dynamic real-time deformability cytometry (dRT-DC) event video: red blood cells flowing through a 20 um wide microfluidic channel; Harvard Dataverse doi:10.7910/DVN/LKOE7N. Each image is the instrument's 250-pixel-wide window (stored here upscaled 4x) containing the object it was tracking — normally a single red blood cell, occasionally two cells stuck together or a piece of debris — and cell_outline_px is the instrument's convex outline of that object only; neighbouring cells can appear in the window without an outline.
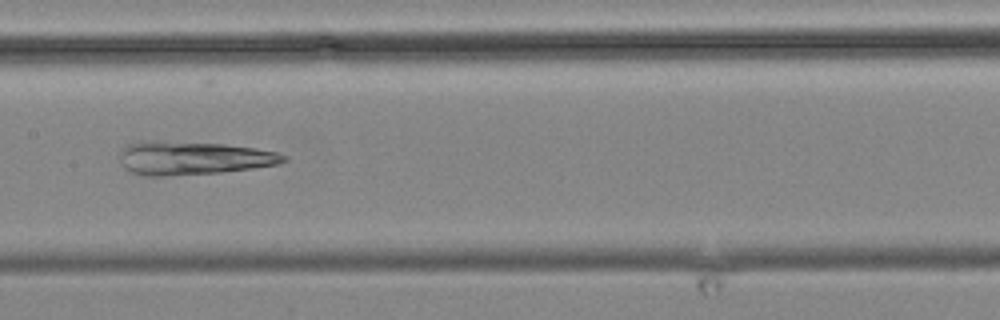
{"species": "common noctule bat (a hibernating species)", "species_latin": "Nyctalus noctula", "temperature_condition": "cold", "stored_images_in_passage": 8, "camera_frame_rate_fps": 3000, "um_per_image_px": 0.085, "animal": {"sex": "male", "body_mass_g": 19.2, "forearm_length_mm": 51.8}, "frame": {"image": 1, "passage_image": 5, "time_ms": 5.0, "image_size_px": [1000, 320], "cell_outline_px": [[288, 160], [280, 164], [252, 168], [220, 172], [164, 176], [144, 176], [132, 172], [124, 168], [120, 160], [120, 148], [128, 144], [140, 140], [164, 140], [224, 144], [256, 148], [276, 152], [288, 156]], "centroid_in_image_um": [16.37, 13.41], "position_along_channel_um": 191.0, "area_um2": 32.37}}
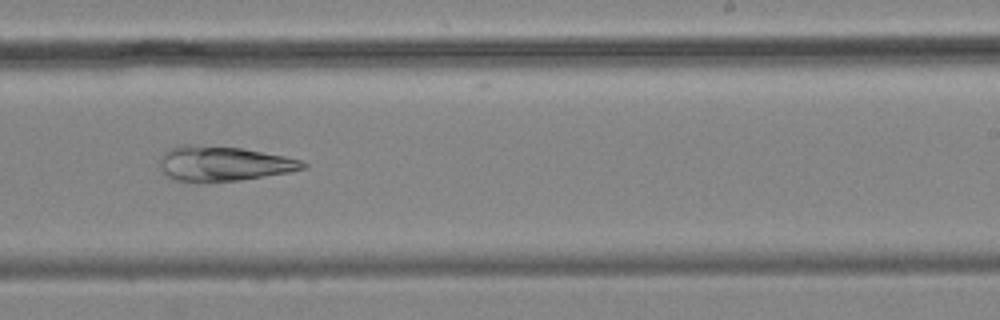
{"frame": {"image": 2, "passage_image": 7, "time_ms": 7.333, "image_size_px": [1000, 320], "cell_outline_px": [[308, 164], [304, 168], [288, 172], [240, 180], [176, 180], [168, 176], [160, 168], [160, 156], [168, 148], [176, 144], [196, 144], [244, 148], [284, 156], [300, 160]], "centroid_in_image_um": [18.96, 13.86], "position_along_channel_um": 270.0, "area_um2": 28.73}}
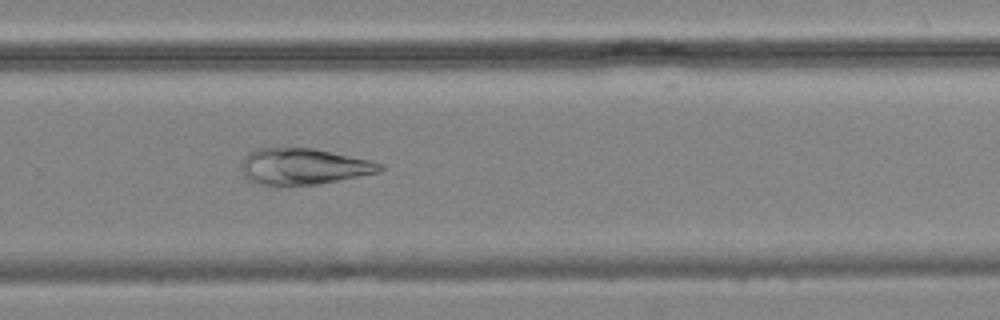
{"frame": {"image": 3, "passage_image": 8, "time_ms": 8.333, "image_size_px": [1000, 320], "cell_outline_px": [[384, 168], [380, 172], [316, 184], [276, 188], [268, 188], [256, 184], [248, 180], [244, 176], [240, 168], [244, 156], [248, 152], [256, 148], [312, 148], [372, 160], [384, 164]], "centroid_in_image_um": [25.72, 14.18], "position_along_channel_um": 304.1, "area_um2": 30.11}}